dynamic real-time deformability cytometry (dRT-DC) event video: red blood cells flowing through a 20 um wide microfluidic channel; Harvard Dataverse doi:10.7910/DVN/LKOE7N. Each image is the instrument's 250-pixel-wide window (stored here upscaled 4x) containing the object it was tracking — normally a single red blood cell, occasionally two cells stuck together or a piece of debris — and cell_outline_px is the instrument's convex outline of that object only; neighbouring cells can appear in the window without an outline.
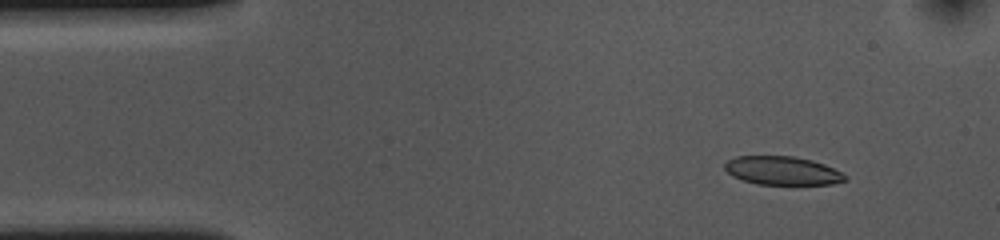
{"species": "common noctule bat (a hibernating species)", "species_latin": "Nyctalus noctula", "temperature_condition": "cold", "stored_images_in_passage": 49, "camera_frame_rate_fps": 3000, "um_per_image_px": 0.085, "animal": {"sex": "female", "body_mass_g": 10.0, "forearm_length_mm": 53.1}, "frame": {"image": 1, "passage_image": 1, "time_ms": 0.0, "image_size_px": [1000, 240], "cell_outline_px": [[848, 180], [832, 184], [756, 184], [732, 176], [724, 168], [724, 160], [736, 156], [792, 156], [812, 160], [824, 164], [848, 176]], "centroid_in_image_um": [66.48, 14.5], "position_along_channel_um": 18.5, "area_um2": 20.06}}
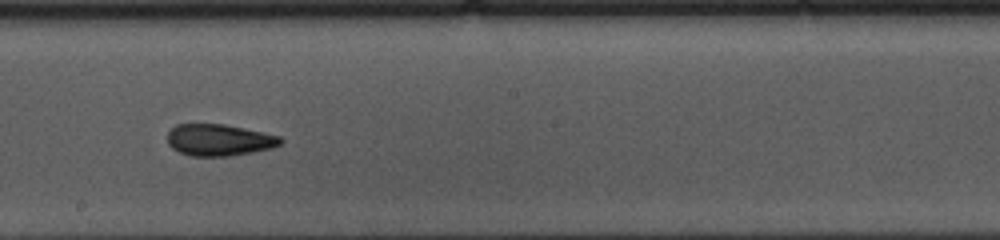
{"frame": {"image": 2, "passage_image": 24, "time_ms": 7.667, "image_size_px": [1000, 240], "cell_outline_px": [[284, 140], [280, 144], [272, 148], [232, 156], [192, 156], [180, 152], [172, 148], [168, 144], [168, 132], [176, 124], [224, 124], [264, 132], [280, 136]], "centroid_in_image_um": [18.64, 11.9], "position_along_channel_um": 229.6, "area_um2": 20.92}}
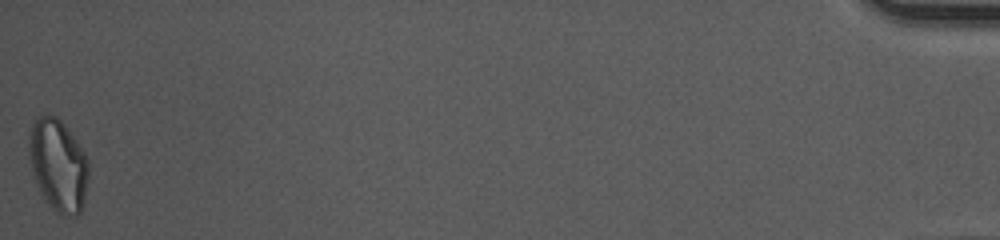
{"frame": {"image": 3, "passage_image": 49, "time_ms": 16.0, "image_size_px": [1000, 240], "cell_outline_px": [[88, 180], [84, 200], [80, 212], [76, 216], [64, 216], [52, 208], [44, 200], [36, 180], [32, 168], [28, 152], [28, 140], [32, 120], [36, 116], [56, 116], [64, 124], [76, 140], [84, 152], [88, 160]], "centroid_in_image_um": [4.94, 14.03], "position_along_channel_um": 430.3, "area_um2": 31.91}, "authors_computed_cell_mechanics": {"area_um2": 21.9062, "velocity_mm_per_s": 3.6537, "shape_relaxation_time_tau1_ms": 6.1562, "shape_relaxation_time_tau2_ms": 2.7071, "deformation_change_tau1": 0.1417, "deformation_change_tau2": 0.089}}